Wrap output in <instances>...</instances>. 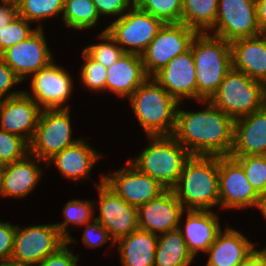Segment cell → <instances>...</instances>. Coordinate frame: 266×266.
Instances as JSON below:
<instances>
[{
  "label": "cell",
  "mask_w": 266,
  "mask_h": 266,
  "mask_svg": "<svg viewBox=\"0 0 266 266\" xmlns=\"http://www.w3.org/2000/svg\"><path fill=\"white\" fill-rule=\"evenodd\" d=\"M200 111L177 107L173 137L191 155L229 156L233 148L234 120L209 100Z\"/></svg>",
  "instance_id": "cell-1"
},
{
  "label": "cell",
  "mask_w": 266,
  "mask_h": 266,
  "mask_svg": "<svg viewBox=\"0 0 266 266\" xmlns=\"http://www.w3.org/2000/svg\"><path fill=\"white\" fill-rule=\"evenodd\" d=\"M172 190L185 211H211L219 204L218 156L191 155Z\"/></svg>",
  "instance_id": "cell-2"
},
{
  "label": "cell",
  "mask_w": 266,
  "mask_h": 266,
  "mask_svg": "<svg viewBox=\"0 0 266 266\" xmlns=\"http://www.w3.org/2000/svg\"><path fill=\"white\" fill-rule=\"evenodd\" d=\"M195 61L197 101L210 100L232 68L230 42L210 33H197L191 42Z\"/></svg>",
  "instance_id": "cell-3"
},
{
  "label": "cell",
  "mask_w": 266,
  "mask_h": 266,
  "mask_svg": "<svg viewBox=\"0 0 266 266\" xmlns=\"http://www.w3.org/2000/svg\"><path fill=\"white\" fill-rule=\"evenodd\" d=\"M133 112L149 136L173 135L178 103L153 77L129 97Z\"/></svg>",
  "instance_id": "cell-4"
},
{
  "label": "cell",
  "mask_w": 266,
  "mask_h": 266,
  "mask_svg": "<svg viewBox=\"0 0 266 266\" xmlns=\"http://www.w3.org/2000/svg\"><path fill=\"white\" fill-rule=\"evenodd\" d=\"M149 140V146L137 158L128 161L140 172L156 179L167 189H172L191 154L172 135L149 136Z\"/></svg>",
  "instance_id": "cell-5"
},
{
  "label": "cell",
  "mask_w": 266,
  "mask_h": 266,
  "mask_svg": "<svg viewBox=\"0 0 266 266\" xmlns=\"http://www.w3.org/2000/svg\"><path fill=\"white\" fill-rule=\"evenodd\" d=\"M233 120L264 107L261 82L231 68L209 100Z\"/></svg>",
  "instance_id": "cell-6"
},
{
  "label": "cell",
  "mask_w": 266,
  "mask_h": 266,
  "mask_svg": "<svg viewBox=\"0 0 266 266\" xmlns=\"http://www.w3.org/2000/svg\"><path fill=\"white\" fill-rule=\"evenodd\" d=\"M80 139H72L70 108L43 109L29 143V153L47 162Z\"/></svg>",
  "instance_id": "cell-7"
},
{
  "label": "cell",
  "mask_w": 266,
  "mask_h": 266,
  "mask_svg": "<svg viewBox=\"0 0 266 266\" xmlns=\"http://www.w3.org/2000/svg\"><path fill=\"white\" fill-rule=\"evenodd\" d=\"M67 243L55 224L16 225L11 263L38 266L47 256Z\"/></svg>",
  "instance_id": "cell-8"
},
{
  "label": "cell",
  "mask_w": 266,
  "mask_h": 266,
  "mask_svg": "<svg viewBox=\"0 0 266 266\" xmlns=\"http://www.w3.org/2000/svg\"><path fill=\"white\" fill-rule=\"evenodd\" d=\"M163 24L160 19L134 5L122 17L106 26V30L124 53L141 55Z\"/></svg>",
  "instance_id": "cell-9"
},
{
  "label": "cell",
  "mask_w": 266,
  "mask_h": 266,
  "mask_svg": "<svg viewBox=\"0 0 266 266\" xmlns=\"http://www.w3.org/2000/svg\"><path fill=\"white\" fill-rule=\"evenodd\" d=\"M196 34L183 23H164L141 54L147 75L153 77L171 59L187 51Z\"/></svg>",
  "instance_id": "cell-10"
},
{
  "label": "cell",
  "mask_w": 266,
  "mask_h": 266,
  "mask_svg": "<svg viewBox=\"0 0 266 266\" xmlns=\"http://www.w3.org/2000/svg\"><path fill=\"white\" fill-rule=\"evenodd\" d=\"M212 35L228 42L262 34L257 22L256 0H219Z\"/></svg>",
  "instance_id": "cell-11"
},
{
  "label": "cell",
  "mask_w": 266,
  "mask_h": 266,
  "mask_svg": "<svg viewBox=\"0 0 266 266\" xmlns=\"http://www.w3.org/2000/svg\"><path fill=\"white\" fill-rule=\"evenodd\" d=\"M219 205L222 208L259 207L262 197L248 181L242 165L232 156H218Z\"/></svg>",
  "instance_id": "cell-12"
},
{
  "label": "cell",
  "mask_w": 266,
  "mask_h": 266,
  "mask_svg": "<svg viewBox=\"0 0 266 266\" xmlns=\"http://www.w3.org/2000/svg\"><path fill=\"white\" fill-rule=\"evenodd\" d=\"M104 174L97 186L99 200V216L96 219L108 231L112 245L122 237L139 229L138 210L119 197L113 189L104 182Z\"/></svg>",
  "instance_id": "cell-13"
},
{
  "label": "cell",
  "mask_w": 266,
  "mask_h": 266,
  "mask_svg": "<svg viewBox=\"0 0 266 266\" xmlns=\"http://www.w3.org/2000/svg\"><path fill=\"white\" fill-rule=\"evenodd\" d=\"M104 182L128 204L139 207L159 197L167 188L159 181L140 172L127 161L126 167L104 176Z\"/></svg>",
  "instance_id": "cell-14"
},
{
  "label": "cell",
  "mask_w": 266,
  "mask_h": 266,
  "mask_svg": "<svg viewBox=\"0 0 266 266\" xmlns=\"http://www.w3.org/2000/svg\"><path fill=\"white\" fill-rule=\"evenodd\" d=\"M31 91H24L38 106L43 109L70 108L63 106L73 92V79L65 68L59 67L52 61L31 76Z\"/></svg>",
  "instance_id": "cell-15"
},
{
  "label": "cell",
  "mask_w": 266,
  "mask_h": 266,
  "mask_svg": "<svg viewBox=\"0 0 266 266\" xmlns=\"http://www.w3.org/2000/svg\"><path fill=\"white\" fill-rule=\"evenodd\" d=\"M42 28H38L26 40L3 51L0 57L23 81L54 59L47 45Z\"/></svg>",
  "instance_id": "cell-16"
},
{
  "label": "cell",
  "mask_w": 266,
  "mask_h": 266,
  "mask_svg": "<svg viewBox=\"0 0 266 266\" xmlns=\"http://www.w3.org/2000/svg\"><path fill=\"white\" fill-rule=\"evenodd\" d=\"M137 210L139 229L156 235L177 229L185 212L172 189H167Z\"/></svg>",
  "instance_id": "cell-17"
},
{
  "label": "cell",
  "mask_w": 266,
  "mask_h": 266,
  "mask_svg": "<svg viewBox=\"0 0 266 266\" xmlns=\"http://www.w3.org/2000/svg\"><path fill=\"white\" fill-rule=\"evenodd\" d=\"M153 78L178 102L197 100L195 61L191 47L175 56Z\"/></svg>",
  "instance_id": "cell-18"
},
{
  "label": "cell",
  "mask_w": 266,
  "mask_h": 266,
  "mask_svg": "<svg viewBox=\"0 0 266 266\" xmlns=\"http://www.w3.org/2000/svg\"><path fill=\"white\" fill-rule=\"evenodd\" d=\"M41 110L24 90L17 96L0 100V129L19 135L30 143Z\"/></svg>",
  "instance_id": "cell-19"
},
{
  "label": "cell",
  "mask_w": 266,
  "mask_h": 266,
  "mask_svg": "<svg viewBox=\"0 0 266 266\" xmlns=\"http://www.w3.org/2000/svg\"><path fill=\"white\" fill-rule=\"evenodd\" d=\"M266 155V107L234 120L230 156Z\"/></svg>",
  "instance_id": "cell-20"
},
{
  "label": "cell",
  "mask_w": 266,
  "mask_h": 266,
  "mask_svg": "<svg viewBox=\"0 0 266 266\" xmlns=\"http://www.w3.org/2000/svg\"><path fill=\"white\" fill-rule=\"evenodd\" d=\"M186 221L179 226L189 252L195 256L200 252H207L222 230L219 218L211 210H186Z\"/></svg>",
  "instance_id": "cell-21"
},
{
  "label": "cell",
  "mask_w": 266,
  "mask_h": 266,
  "mask_svg": "<svg viewBox=\"0 0 266 266\" xmlns=\"http://www.w3.org/2000/svg\"><path fill=\"white\" fill-rule=\"evenodd\" d=\"M148 78L141 55L123 53L107 68L105 90L114 92L113 94L117 96L129 98Z\"/></svg>",
  "instance_id": "cell-22"
},
{
  "label": "cell",
  "mask_w": 266,
  "mask_h": 266,
  "mask_svg": "<svg viewBox=\"0 0 266 266\" xmlns=\"http://www.w3.org/2000/svg\"><path fill=\"white\" fill-rule=\"evenodd\" d=\"M232 68L251 79L266 77V33L230 42Z\"/></svg>",
  "instance_id": "cell-23"
},
{
  "label": "cell",
  "mask_w": 266,
  "mask_h": 266,
  "mask_svg": "<svg viewBox=\"0 0 266 266\" xmlns=\"http://www.w3.org/2000/svg\"><path fill=\"white\" fill-rule=\"evenodd\" d=\"M254 245L241 232L227 227L207 250L206 266H241L256 249Z\"/></svg>",
  "instance_id": "cell-24"
},
{
  "label": "cell",
  "mask_w": 266,
  "mask_h": 266,
  "mask_svg": "<svg viewBox=\"0 0 266 266\" xmlns=\"http://www.w3.org/2000/svg\"><path fill=\"white\" fill-rule=\"evenodd\" d=\"M102 157L82 138L50 158L46 164L54 163L63 177L77 181L90 178L94 164Z\"/></svg>",
  "instance_id": "cell-25"
},
{
  "label": "cell",
  "mask_w": 266,
  "mask_h": 266,
  "mask_svg": "<svg viewBox=\"0 0 266 266\" xmlns=\"http://www.w3.org/2000/svg\"><path fill=\"white\" fill-rule=\"evenodd\" d=\"M37 160L46 163L29 153L21 160L3 165V190L6 197L20 198L31 193L42 177Z\"/></svg>",
  "instance_id": "cell-26"
},
{
  "label": "cell",
  "mask_w": 266,
  "mask_h": 266,
  "mask_svg": "<svg viewBox=\"0 0 266 266\" xmlns=\"http://www.w3.org/2000/svg\"><path fill=\"white\" fill-rule=\"evenodd\" d=\"M158 235L137 229L115 245L123 266H154Z\"/></svg>",
  "instance_id": "cell-27"
},
{
  "label": "cell",
  "mask_w": 266,
  "mask_h": 266,
  "mask_svg": "<svg viewBox=\"0 0 266 266\" xmlns=\"http://www.w3.org/2000/svg\"><path fill=\"white\" fill-rule=\"evenodd\" d=\"M161 235V236H160ZM158 235L154 266H190L195 259L177 228Z\"/></svg>",
  "instance_id": "cell-28"
},
{
  "label": "cell",
  "mask_w": 266,
  "mask_h": 266,
  "mask_svg": "<svg viewBox=\"0 0 266 266\" xmlns=\"http://www.w3.org/2000/svg\"><path fill=\"white\" fill-rule=\"evenodd\" d=\"M219 0H183L181 23L197 33L209 32L215 24Z\"/></svg>",
  "instance_id": "cell-29"
},
{
  "label": "cell",
  "mask_w": 266,
  "mask_h": 266,
  "mask_svg": "<svg viewBox=\"0 0 266 266\" xmlns=\"http://www.w3.org/2000/svg\"><path fill=\"white\" fill-rule=\"evenodd\" d=\"M100 15L92 0H64L62 22L77 30L97 26Z\"/></svg>",
  "instance_id": "cell-30"
},
{
  "label": "cell",
  "mask_w": 266,
  "mask_h": 266,
  "mask_svg": "<svg viewBox=\"0 0 266 266\" xmlns=\"http://www.w3.org/2000/svg\"><path fill=\"white\" fill-rule=\"evenodd\" d=\"M95 202L91 200H79L74 199L66 203L63 208V222L54 223L60 233L67 239V243L76 242L69 234V224H78V226L86 225L92 221L94 215Z\"/></svg>",
  "instance_id": "cell-31"
},
{
  "label": "cell",
  "mask_w": 266,
  "mask_h": 266,
  "mask_svg": "<svg viewBox=\"0 0 266 266\" xmlns=\"http://www.w3.org/2000/svg\"><path fill=\"white\" fill-rule=\"evenodd\" d=\"M64 0H17V15L33 23L63 13Z\"/></svg>",
  "instance_id": "cell-32"
},
{
  "label": "cell",
  "mask_w": 266,
  "mask_h": 266,
  "mask_svg": "<svg viewBox=\"0 0 266 266\" xmlns=\"http://www.w3.org/2000/svg\"><path fill=\"white\" fill-rule=\"evenodd\" d=\"M135 5L163 23H181L183 0H135Z\"/></svg>",
  "instance_id": "cell-33"
},
{
  "label": "cell",
  "mask_w": 266,
  "mask_h": 266,
  "mask_svg": "<svg viewBox=\"0 0 266 266\" xmlns=\"http://www.w3.org/2000/svg\"><path fill=\"white\" fill-rule=\"evenodd\" d=\"M243 167L246 177L255 191L266 196V155L232 156Z\"/></svg>",
  "instance_id": "cell-34"
},
{
  "label": "cell",
  "mask_w": 266,
  "mask_h": 266,
  "mask_svg": "<svg viewBox=\"0 0 266 266\" xmlns=\"http://www.w3.org/2000/svg\"><path fill=\"white\" fill-rule=\"evenodd\" d=\"M98 37L102 40L99 44L88 45L84 50L97 62L105 66L110 67L115 63L119 57L124 53L120 45L115 39L108 33L106 28Z\"/></svg>",
  "instance_id": "cell-35"
},
{
  "label": "cell",
  "mask_w": 266,
  "mask_h": 266,
  "mask_svg": "<svg viewBox=\"0 0 266 266\" xmlns=\"http://www.w3.org/2000/svg\"><path fill=\"white\" fill-rule=\"evenodd\" d=\"M30 22L25 18L16 15L7 25L0 31V54L7 48L26 40L38 28H31Z\"/></svg>",
  "instance_id": "cell-36"
},
{
  "label": "cell",
  "mask_w": 266,
  "mask_h": 266,
  "mask_svg": "<svg viewBox=\"0 0 266 266\" xmlns=\"http://www.w3.org/2000/svg\"><path fill=\"white\" fill-rule=\"evenodd\" d=\"M29 154V143L19 135L0 129V164L23 159Z\"/></svg>",
  "instance_id": "cell-37"
},
{
  "label": "cell",
  "mask_w": 266,
  "mask_h": 266,
  "mask_svg": "<svg viewBox=\"0 0 266 266\" xmlns=\"http://www.w3.org/2000/svg\"><path fill=\"white\" fill-rule=\"evenodd\" d=\"M82 55L85 60L80 70L83 85L90 91H105L107 68L95 61L85 50H83Z\"/></svg>",
  "instance_id": "cell-38"
},
{
  "label": "cell",
  "mask_w": 266,
  "mask_h": 266,
  "mask_svg": "<svg viewBox=\"0 0 266 266\" xmlns=\"http://www.w3.org/2000/svg\"><path fill=\"white\" fill-rule=\"evenodd\" d=\"M82 236L85 246L95 248L106 244L110 239L108 231L94 218L93 222H88Z\"/></svg>",
  "instance_id": "cell-39"
},
{
  "label": "cell",
  "mask_w": 266,
  "mask_h": 266,
  "mask_svg": "<svg viewBox=\"0 0 266 266\" xmlns=\"http://www.w3.org/2000/svg\"><path fill=\"white\" fill-rule=\"evenodd\" d=\"M20 82H22V80L0 57V100H5L21 94L23 91H9L13 86L18 85Z\"/></svg>",
  "instance_id": "cell-40"
},
{
  "label": "cell",
  "mask_w": 266,
  "mask_h": 266,
  "mask_svg": "<svg viewBox=\"0 0 266 266\" xmlns=\"http://www.w3.org/2000/svg\"><path fill=\"white\" fill-rule=\"evenodd\" d=\"M100 15L122 17L135 5V0H92Z\"/></svg>",
  "instance_id": "cell-41"
},
{
  "label": "cell",
  "mask_w": 266,
  "mask_h": 266,
  "mask_svg": "<svg viewBox=\"0 0 266 266\" xmlns=\"http://www.w3.org/2000/svg\"><path fill=\"white\" fill-rule=\"evenodd\" d=\"M15 231L10 222H0V263L11 261Z\"/></svg>",
  "instance_id": "cell-42"
},
{
  "label": "cell",
  "mask_w": 266,
  "mask_h": 266,
  "mask_svg": "<svg viewBox=\"0 0 266 266\" xmlns=\"http://www.w3.org/2000/svg\"><path fill=\"white\" fill-rule=\"evenodd\" d=\"M68 245L66 243L57 252L47 256L38 266H77L79 254L74 255Z\"/></svg>",
  "instance_id": "cell-43"
},
{
  "label": "cell",
  "mask_w": 266,
  "mask_h": 266,
  "mask_svg": "<svg viewBox=\"0 0 266 266\" xmlns=\"http://www.w3.org/2000/svg\"><path fill=\"white\" fill-rule=\"evenodd\" d=\"M0 2V31L1 29L7 25L16 15H17V8L16 2L8 1V0H1Z\"/></svg>",
  "instance_id": "cell-44"
},
{
  "label": "cell",
  "mask_w": 266,
  "mask_h": 266,
  "mask_svg": "<svg viewBox=\"0 0 266 266\" xmlns=\"http://www.w3.org/2000/svg\"><path fill=\"white\" fill-rule=\"evenodd\" d=\"M241 266H266V247L255 249Z\"/></svg>",
  "instance_id": "cell-45"
},
{
  "label": "cell",
  "mask_w": 266,
  "mask_h": 266,
  "mask_svg": "<svg viewBox=\"0 0 266 266\" xmlns=\"http://www.w3.org/2000/svg\"><path fill=\"white\" fill-rule=\"evenodd\" d=\"M257 22L262 33H266V0H256Z\"/></svg>",
  "instance_id": "cell-46"
},
{
  "label": "cell",
  "mask_w": 266,
  "mask_h": 266,
  "mask_svg": "<svg viewBox=\"0 0 266 266\" xmlns=\"http://www.w3.org/2000/svg\"><path fill=\"white\" fill-rule=\"evenodd\" d=\"M258 209L261 211L264 218H266V196L262 197Z\"/></svg>",
  "instance_id": "cell-47"
},
{
  "label": "cell",
  "mask_w": 266,
  "mask_h": 266,
  "mask_svg": "<svg viewBox=\"0 0 266 266\" xmlns=\"http://www.w3.org/2000/svg\"><path fill=\"white\" fill-rule=\"evenodd\" d=\"M262 86V98L264 106L266 107V77L261 81Z\"/></svg>",
  "instance_id": "cell-48"
},
{
  "label": "cell",
  "mask_w": 266,
  "mask_h": 266,
  "mask_svg": "<svg viewBox=\"0 0 266 266\" xmlns=\"http://www.w3.org/2000/svg\"><path fill=\"white\" fill-rule=\"evenodd\" d=\"M0 196L5 197L3 190V165L0 164Z\"/></svg>",
  "instance_id": "cell-49"
},
{
  "label": "cell",
  "mask_w": 266,
  "mask_h": 266,
  "mask_svg": "<svg viewBox=\"0 0 266 266\" xmlns=\"http://www.w3.org/2000/svg\"><path fill=\"white\" fill-rule=\"evenodd\" d=\"M0 266H25V265H17L11 262H5V263H0Z\"/></svg>",
  "instance_id": "cell-50"
}]
</instances>
